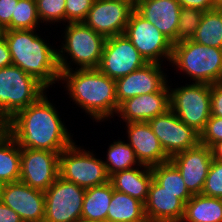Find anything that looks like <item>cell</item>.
<instances>
[{
    "label": "cell",
    "instance_id": "1",
    "mask_svg": "<svg viewBox=\"0 0 222 222\" xmlns=\"http://www.w3.org/2000/svg\"><path fill=\"white\" fill-rule=\"evenodd\" d=\"M46 94L11 118L3 128L20 148L58 152L74 142Z\"/></svg>",
    "mask_w": 222,
    "mask_h": 222
},
{
    "label": "cell",
    "instance_id": "2",
    "mask_svg": "<svg viewBox=\"0 0 222 222\" xmlns=\"http://www.w3.org/2000/svg\"><path fill=\"white\" fill-rule=\"evenodd\" d=\"M63 71L60 80L66 82L69 95L93 120L108 119L117 113L120 105L116 98L115 80L97 69ZM73 71V72H72Z\"/></svg>",
    "mask_w": 222,
    "mask_h": 222
},
{
    "label": "cell",
    "instance_id": "3",
    "mask_svg": "<svg viewBox=\"0 0 222 222\" xmlns=\"http://www.w3.org/2000/svg\"><path fill=\"white\" fill-rule=\"evenodd\" d=\"M34 30H4L3 35L9 47L12 65L18 66L48 88L55 81H60L58 51L45 43Z\"/></svg>",
    "mask_w": 222,
    "mask_h": 222
},
{
    "label": "cell",
    "instance_id": "4",
    "mask_svg": "<svg viewBox=\"0 0 222 222\" xmlns=\"http://www.w3.org/2000/svg\"><path fill=\"white\" fill-rule=\"evenodd\" d=\"M195 83L222 82V49L185 40L173 44L170 61Z\"/></svg>",
    "mask_w": 222,
    "mask_h": 222
},
{
    "label": "cell",
    "instance_id": "5",
    "mask_svg": "<svg viewBox=\"0 0 222 222\" xmlns=\"http://www.w3.org/2000/svg\"><path fill=\"white\" fill-rule=\"evenodd\" d=\"M45 90L42 83L18 66L0 68V123L4 126L18 112L36 102Z\"/></svg>",
    "mask_w": 222,
    "mask_h": 222
},
{
    "label": "cell",
    "instance_id": "6",
    "mask_svg": "<svg viewBox=\"0 0 222 222\" xmlns=\"http://www.w3.org/2000/svg\"><path fill=\"white\" fill-rule=\"evenodd\" d=\"M66 27L63 41L65 43L61 50L58 49L60 72L71 69L63 56L65 52L72 58V62L79 66V69H97L101 62L106 38L83 22L68 23Z\"/></svg>",
    "mask_w": 222,
    "mask_h": 222
},
{
    "label": "cell",
    "instance_id": "7",
    "mask_svg": "<svg viewBox=\"0 0 222 222\" xmlns=\"http://www.w3.org/2000/svg\"><path fill=\"white\" fill-rule=\"evenodd\" d=\"M76 146L74 142L59 154V176L84 189L108 183L104 161Z\"/></svg>",
    "mask_w": 222,
    "mask_h": 222
},
{
    "label": "cell",
    "instance_id": "8",
    "mask_svg": "<svg viewBox=\"0 0 222 222\" xmlns=\"http://www.w3.org/2000/svg\"><path fill=\"white\" fill-rule=\"evenodd\" d=\"M170 91V109L186 125L201 132L211 116L210 84L193 83Z\"/></svg>",
    "mask_w": 222,
    "mask_h": 222
},
{
    "label": "cell",
    "instance_id": "9",
    "mask_svg": "<svg viewBox=\"0 0 222 222\" xmlns=\"http://www.w3.org/2000/svg\"><path fill=\"white\" fill-rule=\"evenodd\" d=\"M85 190L75 183L58 177L45 193L43 222H79Z\"/></svg>",
    "mask_w": 222,
    "mask_h": 222
},
{
    "label": "cell",
    "instance_id": "10",
    "mask_svg": "<svg viewBox=\"0 0 222 222\" xmlns=\"http://www.w3.org/2000/svg\"><path fill=\"white\" fill-rule=\"evenodd\" d=\"M124 35L147 63L160 64L162 56L171 61L173 43L135 10L130 14Z\"/></svg>",
    "mask_w": 222,
    "mask_h": 222
},
{
    "label": "cell",
    "instance_id": "11",
    "mask_svg": "<svg viewBox=\"0 0 222 222\" xmlns=\"http://www.w3.org/2000/svg\"><path fill=\"white\" fill-rule=\"evenodd\" d=\"M147 64L131 41L124 35L108 37L105 40L98 69L113 80Z\"/></svg>",
    "mask_w": 222,
    "mask_h": 222
},
{
    "label": "cell",
    "instance_id": "12",
    "mask_svg": "<svg viewBox=\"0 0 222 222\" xmlns=\"http://www.w3.org/2000/svg\"><path fill=\"white\" fill-rule=\"evenodd\" d=\"M148 123L169 158L200 143V133L182 122L171 109Z\"/></svg>",
    "mask_w": 222,
    "mask_h": 222
},
{
    "label": "cell",
    "instance_id": "13",
    "mask_svg": "<svg viewBox=\"0 0 222 222\" xmlns=\"http://www.w3.org/2000/svg\"><path fill=\"white\" fill-rule=\"evenodd\" d=\"M133 10L132 0H94L83 23L105 38L122 35Z\"/></svg>",
    "mask_w": 222,
    "mask_h": 222
},
{
    "label": "cell",
    "instance_id": "14",
    "mask_svg": "<svg viewBox=\"0 0 222 222\" xmlns=\"http://www.w3.org/2000/svg\"><path fill=\"white\" fill-rule=\"evenodd\" d=\"M59 153L32 148H21L19 181L45 192L59 177Z\"/></svg>",
    "mask_w": 222,
    "mask_h": 222
},
{
    "label": "cell",
    "instance_id": "15",
    "mask_svg": "<svg viewBox=\"0 0 222 222\" xmlns=\"http://www.w3.org/2000/svg\"><path fill=\"white\" fill-rule=\"evenodd\" d=\"M0 201L16 212L23 222H43L45 193L21 181L0 186Z\"/></svg>",
    "mask_w": 222,
    "mask_h": 222
},
{
    "label": "cell",
    "instance_id": "16",
    "mask_svg": "<svg viewBox=\"0 0 222 222\" xmlns=\"http://www.w3.org/2000/svg\"><path fill=\"white\" fill-rule=\"evenodd\" d=\"M170 161L180 171L188 191L192 195L202 194L205 179L213 161L211 148L199 143L193 148L172 156Z\"/></svg>",
    "mask_w": 222,
    "mask_h": 222
},
{
    "label": "cell",
    "instance_id": "17",
    "mask_svg": "<svg viewBox=\"0 0 222 222\" xmlns=\"http://www.w3.org/2000/svg\"><path fill=\"white\" fill-rule=\"evenodd\" d=\"M161 64L147 63L143 67L115 80L116 98L119 105L131 97L161 91L166 85Z\"/></svg>",
    "mask_w": 222,
    "mask_h": 222
},
{
    "label": "cell",
    "instance_id": "18",
    "mask_svg": "<svg viewBox=\"0 0 222 222\" xmlns=\"http://www.w3.org/2000/svg\"><path fill=\"white\" fill-rule=\"evenodd\" d=\"M134 10L156 26L173 44L177 42L181 10L177 0H136Z\"/></svg>",
    "mask_w": 222,
    "mask_h": 222
},
{
    "label": "cell",
    "instance_id": "19",
    "mask_svg": "<svg viewBox=\"0 0 222 222\" xmlns=\"http://www.w3.org/2000/svg\"><path fill=\"white\" fill-rule=\"evenodd\" d=\"M168 84L159 92L142 94L126 99L120 104L117 114L124 122H148L170 109V87Z\"/></svg>",
    "mask_w": 222,
    "mask_h": 222
},
{
    "label": "cell",
    "instance_id": "20",
    "mask_svg": "<svg viewBox=\"0 0 222 222\" xmlns=\"http://www.w3.org/2000/svg\"><path fill=\"white\" fill-rule=\"evenodd\" d=\"M129 145L140 164L155 166L170 161L148 122L126 123Z\"/></svg>",
    "mask_w": 222,
    "mask_h": 222
},
{
    "label": "cell",
    "instance_id": "21",
    "mask_svg": "<svg viewBox=\"0 0 222 222\" xmlns=\"http://www.w3.org/2000/svg\"><path fill=\"white\" fill-rule=\"evenodd\" d=\"M145 206L148 222H181L185 204L178 194L170 193L152 180Z\"/></svg>",
    "mask_w": 222,
    "mask_h": 222
},
{
    "label": "cell",
    "instance_id": "22",
    "mask_svg": "<svg viewBox=\"0 0 222 222\" xmlns=\"http://www.w3.org/2000/svg\"><path fill=\"white\" fill-rule=\"evenodd\" d=\"M152 180V170L151 167L147 165H144V170L134 167L117 171L109 177V182L113 189L125 193L144 204L147 201Z\"/></svg>",
    "mask_w": 222,
    "mask_h": 222
},
{
    "label": "cell",
    "instance_id": "23",
    "mask_svg": "<svg viewBox=\"0 0 222 222\" xmlns=\"http://www.w3.org/2000/svg\"><path fill=\"white\" fill-rule=\"evenodd\" d=\"M113 195L110 182L87 188L83 200L81 221L107 222V212Z\"/></svg>",
    "mask_w": 222,
    "mask_h": 222
},
{
    "label": "cell",
    "instance_id": "24",
    "mask_svg": "<svg viewBox=\"0 0 222 222\" xmlns=\"http://www.w3.org/2000/svg\"><path fill=\"white\" fill-rule=\"evenodd\" d=\"M21 148L4 129L0 130V186L20 179Z\"/></svg>",
    "mask_w": 222,
    "mask_h": 222
},
{
    "label": "cell",
    "instance_id": "25",
    "mask_svg": "<svg viewBox=\"0 0 222 222\" xmlns=\"http://www.w3.org/2000/svg\"><path fill=\"white\" fill-rule=\"evenodd\" d=\"M107 222H148L144 203L113 189Z\"/></svg>",
    "mask_w": 222,
    "mask_h": 222
},
{
    "label": "cell",
    "instance_id": "26",
    "mask_svg": "<svg viewBox=\"0 0 222 222\" xmlns=\"http://www.w3.org/2000/svg\"><path fill=\"white\" fill-rule=\"evenodd\" d=\"M222 222V198L193 195L185 204L181 222Z\"/></svg>",
    "mask_w": 222,
    "mask_h": 222
},
{
    "label": "cell",
    "instance_id": "27",
    "mask_svg": "<svg viewBox=\"0 0 222 222\" xmlns=\"http://www.w3.org/2000/svg\"><path fill=\"white\" fill-rule=\"evenodd\" d=\"M153 180L164 190L178 194V198L186 204L193 196L187 189L180 171L171 162L151 167Z\"/></svg>",
    "mask_w": 222,
    "mask_h": 222
},
{
    "label": "cell",
    "instance_id": "28",
    "mask_svg": "<svg viewBox=\"0 0 222 222\" xmlns=\"http://www.w3.org/2000/svg\"><path fill=\"white\" fill-rule=\"evenodd\" d=\"M194 42L205 46L222 49V10L215 8L205 11L195 36Z\"/></svg>",
    "mask_w": 222,
    "mask_h": 222
},
{
    "label": "cell",
    "instance_id": "29",
    "mask_svg": "<svg viewBox=\"0 0 222 222\" xmlns=\"http://www.w3.org/2000/svg\"><path fill=\"white\" fill-rule=\"evenodd\" d=\"M107 160L104 161L108 175H112L117 171L127 170L137 166L144 167L143 164L137 160L132 147L124 141H114L108 148ZM134 165V166H133ZM133 166V167H132Z\"/></svg>",
    "mask_w": 222,
    "mask_h": 222
},
{
    "label": "cell",
    "instance_id": "30",
    "mask_svg": "<svg viewBox=\"0 0 222 222\" xmlns=\"http://www.w3.org/2000/svg\"><path fill=\"white\" fill-rule=\"evenodd\" d=\"M38 22L36 0H18L11 18V30L35 29Z\"/></svg>",
    "mask_w": 222,
    "mask_h": 222
},
{
    "label": "cell",
    "instance_id": "31",
    "mask_svg": "<svg viewBox=\"0 0 222 222\" xmlns=\"http://www.w3.org/2000/svg\"><path fill=\"white\" fill-rule=\"evenodd\" d=\"M205 11L181 7L178 23L177 42L192 40Z\"/></svg>",
    "mask_w": 222,
    "mask_h": 222
},
{
    "label": "cell",
    "instance_id": "32",
    "mask_svg": "<svg viewBox=\"0 0 222 222\" xmlns=\"http://www.w3.org/2000/svg\"><path fill=\"white\" fill-rule=\"evenodd\" d=\"M39 20L43 22H66L65 0H36Z\"/></svg>",
    "mask_w": 222,
    "mask_h": 222
},
{
    "label": "cell",
    "instance_id": "33",
    "mask_svg": "<svg viewBox=\"0 0 222 222\" xmlns=\"http://www.w3.org/2000/svg\"><path fill=\"white\" fill-rule=\"evenodd\" d=\"M202 194L222 198V161L213 159L205 179Z\"/></svg>",
    "mask_w": 222,
    "mask_h": 222
},
{
    "label": "cell",
    "instance_id": "34",
    "mask_svg": "<svg viewBox=\"0 0 222 222\" xmlns=\"http://www.w3.org/2000/svg\"><path fill=\"white\" fill-rule=\"evenodd\" d=\"M94 0H65L66 21L83 22L92 7Z\"/></svg>",
    "mask_w": 222,
    "mask_h": 222
},
{
    "label": "cell",
    "instance_id": "35",
    "mask_svg": "<svg viewBox=\"0 0 222 222\" xmlns=\"http://www.w3.org/2000/svg\"><path fill=\"white\" fill-rule=\"evenodd\" d=\"M220 141H222V118L211 115L200 132V143L211 148Z\"/></svg>",
    "mask_w": 222,
    "mask_h": 222
},
{
    "label": "cell",
    "instance_id": "36",
    "mask_svg": "<svg viewBox=\"0 0 222 222\" xmlns=\"http://www.w3.org/2000/svg\"><path fill=\"white\" fill-rule=\"evenodd\" d=\"M211 115L222 118V82L210 85Z\"/></svg>",
    "mask_w": 222,
    "mask_h": 222
},
{
    "label": "cell",
    "instance_id": "37",
    "mask_svg": "<svg viewBox=\"0 0 222 222\" xmlns=\"http://www.w3.org/2000/svg\"><path fill=\"white\" fill-rule=\"evenodd\" d=\"M18 0H0V25L11 30V18Z\"/></svg>",
    "mask_w": 222,
    "mask_h": 222
},
{
    "label": "cell",
    "instance_id": "38",
    "mask_svg": "<svg viewBox=\"0 0 222 222\" xmlns=\"http://www.w3.org/2000/svg\"><path fill=\"white\" fill-rule=\"evenodd\" d=\"M181 7H188L200 9L202 11H209L217 8L216 0H177Z\"/></svg>",
    "mask_w": 222,
    "mask_h": 222
},
{
    "label": "cell",
    "instance_id": "39",
    "mask_svg": "<svg viewBox=\"0 0 222 222\" xmlns=\"http://www.w3.org/2000/svg\"><path fill=\"white\" fill-rule=\"evenodd\" d=\"M0 222H23L21 217L0 201Z\"/></svg>",
    "mask_w": 222,
    "mask_h": 222
},
{
    "label": "cell",
    "instance_id": "40",
    "mask_svg": "<svg viewBox=\"0 0 222 222\" xmlns=\"http://www.w3.org/2000/svg\"><path fill=\"white\" fill-rule=\"evenodd\" d=\"M12 65V58L4 35L0 37V68Z\"/></svg>",
    "mask_w": 222,
    "mask_h": 222
},
{
    "label": "cell",
    "instance_id": "41",
    "mask_svg": "<svg viewBox=\"0 0 222 222\" xmlns=\"http://www.w3.org/2000/svg\"><path fill=\"white\" fill-rule=\"evenodd\" d=\"M212 157L214 160L222 161V141L217 142L211 147Z\"/></svg>",
    "mask_w": 222,
    "mask_h": 222
},
{
    "label": "cell",
    "instance_id": "42",
    "mask_svg": "<svg viewBox=\"0 0 222 222\" xmlns=\"http://www.w3.org/2000/svg\"><path fill=\"white\" fill-rule=\"evenodd\" d=\"M217 8L222 10V0H216Z\"/></svg>",
    "mask_w": 222,
    "mask_h": 222
},
{
    "label": "cell",
    "instance_id": "43",
    "mask_svg": "<svg viewBox=\"0 0 222 222\" xmlns=\"http://www.w3.org/2000/svg\"><path fill=\"white\" fill-rule=\"evenodd\" d=\"M4 34V28L0 25V37Z\"/></svg>",
    "mask_w": 222,
    "mask_h": 222
}]
</instances>
